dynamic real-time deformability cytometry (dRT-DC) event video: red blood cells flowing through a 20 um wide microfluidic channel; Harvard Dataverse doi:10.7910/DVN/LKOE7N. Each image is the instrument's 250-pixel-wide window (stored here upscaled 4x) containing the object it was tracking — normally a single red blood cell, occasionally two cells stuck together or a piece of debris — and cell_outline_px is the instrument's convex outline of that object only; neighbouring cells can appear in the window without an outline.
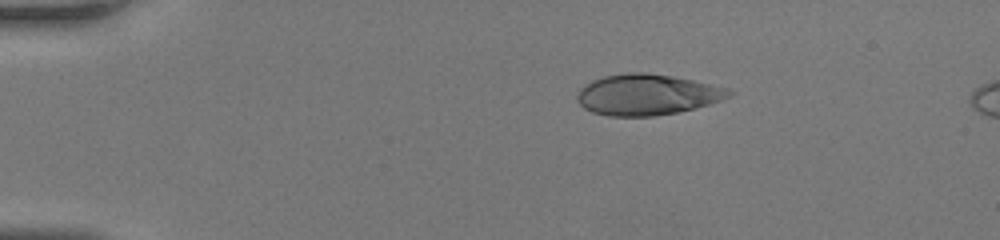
{"species": "human", "species_latin": "Homo sapiens", "temperature_condition": "room temperature", "stored_images_in_passage": 37, "camera_frame_rate_fps": 3000, "um_per_image_px": 0.085, "donor": {"sex": "female"}, "frame": {"image": 1, "passage_image": 1, "time_ms": 0.0, "image_size_px": [1000, 240], "cell_outline_px": [[736, 92], [720, 100], [708, 104], [676, 112], [652, 116], [608, 116], [592, 112], [584, 108], [580, 104], [576, 96], [580, 88], [592, 80], [604, 76], [628, 72], [644, 72], [672, 76], [692, 80], [728, 88]], "centroid_in_image_um": [54.97, 8.04], "position_along_channel_um": 30.0, "area_um2": 35.89}}
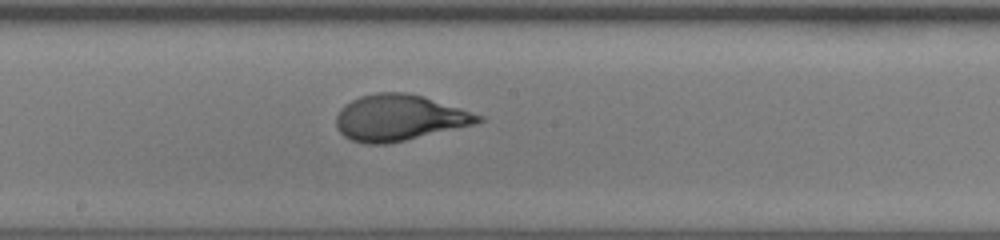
{"frame": {"image": 2, "passage_image": 18, "time_ms": 5.667, "image_size_px": [1000, 240], "cell_outline_px": [[484, 120], [476, 124], [388, 144], [364, 144], [352, 140], [344, 136], [336, 128], [336, 116], [340, 108], [344, 104], [360, 96], [376, 92], [408, 92], [424, 96], [484, 116]], "centroid_in_image_um": [33.92, 10.0], "position_along_channel_um": 214.3, "area_um2": 38.32}}
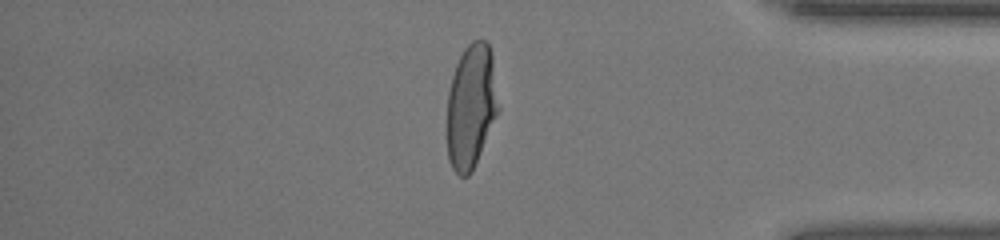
{"frame": {"image": 3, "passage_image": 31, "time_ms": 10.0, "image_size_px": [1000, 240], "cell_outline_px": [[500, 108], [472, 172], [468, 176], [460, 176], [452, 168], [448, 160], [448, 92], [452, 76], [456, 64], [464, 48], [472, 40], [484, 40], [488, 44], [492, 52]], "centroid_in_image_um": [40.07, 9.01], "position_along_channel_um": 395.1, "area_um2": 37.28}}